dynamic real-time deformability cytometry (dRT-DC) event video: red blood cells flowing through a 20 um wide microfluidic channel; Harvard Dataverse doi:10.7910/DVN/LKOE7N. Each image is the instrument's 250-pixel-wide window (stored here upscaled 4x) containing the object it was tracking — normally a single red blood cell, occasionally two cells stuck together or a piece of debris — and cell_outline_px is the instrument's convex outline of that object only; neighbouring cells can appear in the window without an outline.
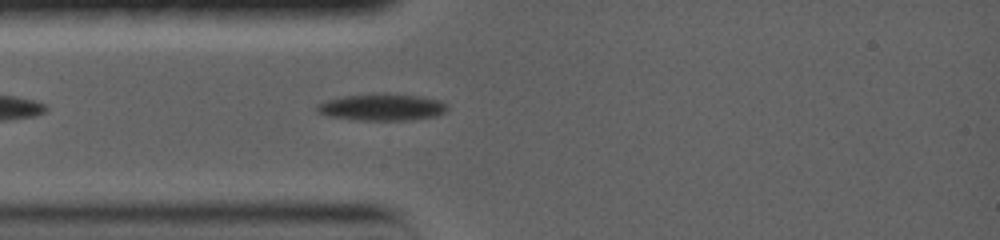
{"species": "common noctule bat (a hibernating species)", "species_latin": "Nyctalus noctula", "temperature_condition": "warm", "stored_images_in_passage": 36, "camera_frame_rate_fps": 5000, "um_per_image_px": 0.085, "animal": {"sex": "female", "body_mass_g": 19.0, "forearm_length_mm": 56.7}, "frame": {"image": 1, "passage_image": 2, "time_ms": 0.4, "image_size_px": [1000, 240], "cell_outline_px": [[444, 112], [436, 116], [412, 120], [356, 120], [324, 116], [316, 112], [316, 104], [328, 100], [344, 96], [372, 92], [384, 92], [420, 96], [440, 100], [444, 104]], "centroid_in_image_um": [32.38, 9.1], "position_along_channel_um": 52.6, "area_um2": 20.75}}
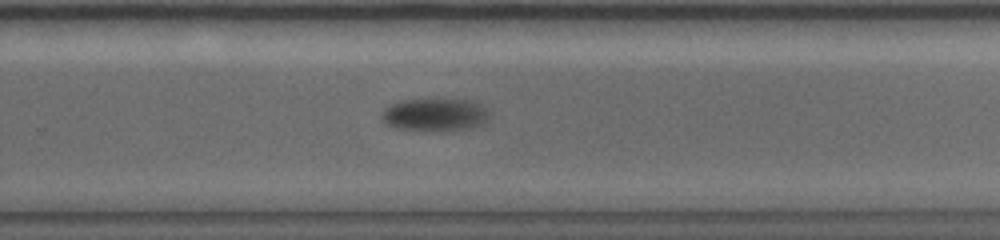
{"frame": {"image": 2, "passage_image": 18, "time_ms": 7.2, "image_size_px": [1000, 240], "cell_outline_px": [[484, 116], [468, 124], [444, 128], [404, 128], [392, 124], [384, 116], [384, 112], [392, 104], [404, 100], [456, 96], [468, 100], [484, 108]], "centroid_in_image_um": [36.86, 9.59], "position_along_channel_um": 292.9, "area_um2": 18.15}}
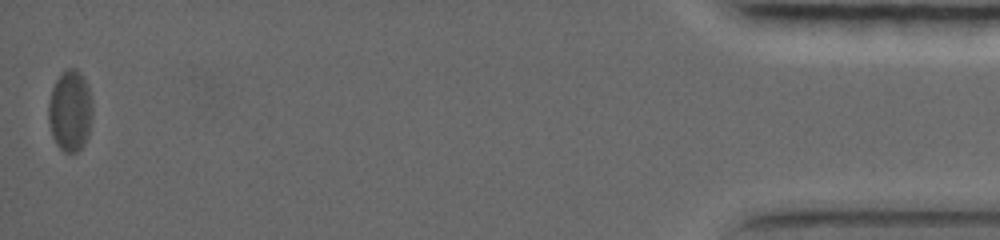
{"frame": {"image": 3, "passage_image": 35, "time_ms": 14.8, "image_size_px": [1000, 240], "cell_outline_px": [[84, 116], [80, 132], [72, 148], [64, 148], [60, 144], [52, 128], [52, 92], [56, 80], [68, 68], [76, 68], [84, 84]], "centroid_in_image_um": [5.78, 9.13], "position_along_channel_um": 429.4, "area_um2": 15.09}, "authors_computed_cell_mechanics": {"area_um2": 18.2359, "velocity_mm_per_s": 3.5361, "shape_relaxation_time_tau1_ms": 7.8659, "shape_relaxation_time_tau2_ms": null, "deformation_change_tau1": 0.1822, "deformation_change_tau2": null}}